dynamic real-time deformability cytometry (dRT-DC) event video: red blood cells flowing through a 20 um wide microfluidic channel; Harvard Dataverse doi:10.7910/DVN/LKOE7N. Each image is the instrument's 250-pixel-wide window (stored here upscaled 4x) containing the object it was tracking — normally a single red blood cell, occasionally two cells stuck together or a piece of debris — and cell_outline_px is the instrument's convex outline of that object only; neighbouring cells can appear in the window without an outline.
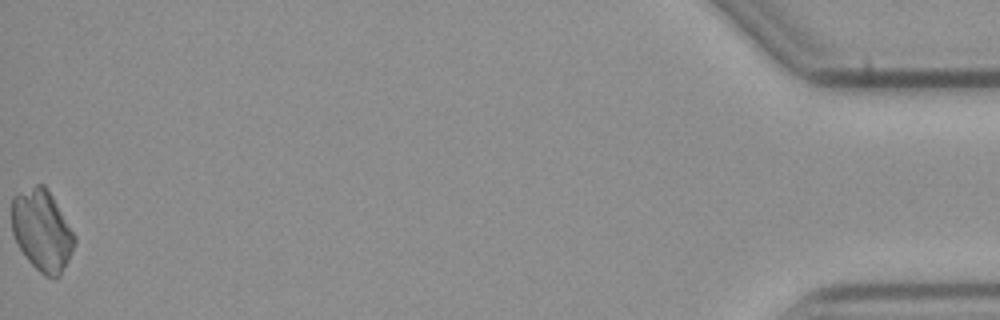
{"species": "common noctule bat (a hibernating species)", "species_latin": "Nyctalus noctula", "temperature_condition": "cold", "stored_images_in_passage": 54, "camera_frame_rate_fps": 3000, "um_per_image_px": 0.085, "animal": {"sex": "male", "body_mass_g": 23.1, "forearm_length_mm": 52.7}, "frame": {"image": 1, "passage_image": 54, "time_ms": 17.667, "image_size_px": [1000, 320], "cell_outline_px": [[76, 240], [72, 252], [60, 276], [56, 280], [52, 280], [44, 276], [24, 256], [12, 232], [12, 196], [36, 184], [44, 184], [48, 188], [76, 236]], "centroid_in_image_um": [3.58, 19.6], "position_along_channel_um": 431.6, "area_um2": 29.94}}